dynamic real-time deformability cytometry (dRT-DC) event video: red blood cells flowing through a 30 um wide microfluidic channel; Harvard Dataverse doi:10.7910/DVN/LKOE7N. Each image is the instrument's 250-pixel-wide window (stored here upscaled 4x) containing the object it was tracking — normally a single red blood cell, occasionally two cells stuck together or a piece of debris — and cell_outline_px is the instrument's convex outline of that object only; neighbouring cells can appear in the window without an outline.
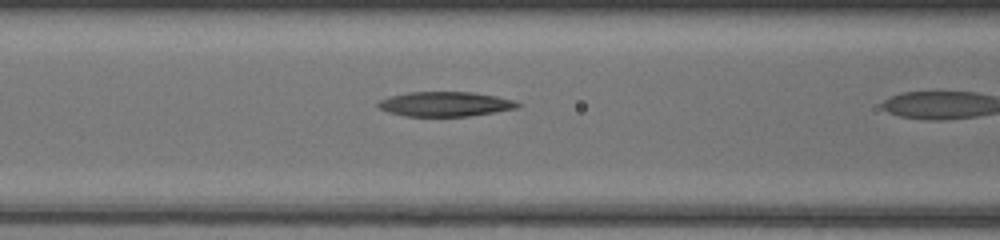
{"species": "common noctule bat (a hibernating species)", "species_latin": "Nyctalus noctula", "temperature_condition": "room temperature", "stored_images_in_passage": 8, "camera_frame_rate_fps": 3000, "um_per_image_px": 0.085, "animal": {"sex": "female", "body_mass_g": 20.0, "forearm_length_mm": 54.0}, "frame": {"image": 1, "passage_image": 7, "time_ms": 2.0, "image_size_px": [1000, 240], "cell_outline_px": [[520, 108], [496, 112], [468, 116], [404, 116], [388, 112], [380, 108], [376, 104], [380, 100], [392, 96], [408, 92], [472, 92], [496, 96], [512, 100], [520, 104]], "centroid_in_image_um": [37.86, 8.85], "position_along_channel_um": 128.7, "area_um2": 20.0}}